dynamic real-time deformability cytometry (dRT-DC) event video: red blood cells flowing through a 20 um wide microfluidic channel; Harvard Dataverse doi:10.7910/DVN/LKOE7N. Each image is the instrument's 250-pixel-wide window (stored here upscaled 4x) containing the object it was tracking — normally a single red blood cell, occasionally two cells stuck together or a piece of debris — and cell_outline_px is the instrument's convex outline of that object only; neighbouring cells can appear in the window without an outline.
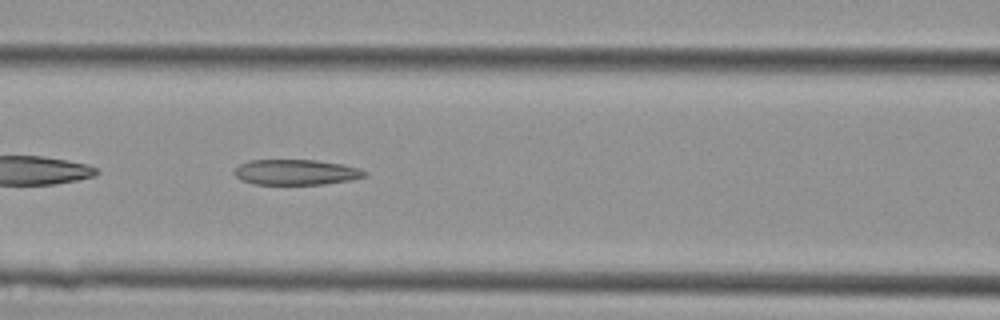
{"species": "Egyptian fruit bat (a non-hibernating species)", "species_latin": "Rousettus aegyptiacus", "temperature_condition": "cold", "stored_images_in_passage": 38, "camera_frame_rate_fps": 3000, "um_per_image_px": 0.085, "animal": {"sex": "female"}, "frame": {"image": 1, "passage_image": 17, "time_ms": 5.333, "image_size_px": [1000, 320], "cell_outline_px": [[368, 176], [352, 180], [324, 184], [256, 184], [240, 180], [232, 172], [240, 164], [248, 160], [316, 160], [340, 164], [356, 168], [368, 172]], "centroid_in_image_um": [25.15, 14.64], "position_along_channel_um": 141.5, "area_um2": 19.31}}